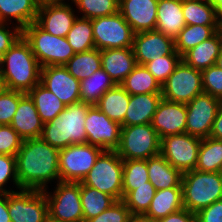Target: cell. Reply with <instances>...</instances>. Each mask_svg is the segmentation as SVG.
I'll use <instances>...</instances> for the list:
<instances>
[{
    "label": "cell",
    "instance_id": "8d00e7d4",
    "mask_svg": "<svg viewBox=\"0 0 222 222\" xmlns=\"http://www.w3.org/2000/svg\"><path fill=\"white\" fill-rule=\"evenodd\" d=\"M218 26L186 25L175 37V50L183 56L191 48L213 37Z\"/></svg>",
    "mask_w": 222,
    "mask_h": 222
},
{
    "label": "cell",
    "instance_id": "9a60e30c",
    "mask_svg": "<svg viewBox=\"0 0 222 222\" xmlns=\"http://www.w3.org/2000/svg\"><path fill=\"white\" fill-rule=\"evenodd\" d=\"M121 125L109 119L96 105L86 114L87 143L102 150H116L120 144Z\"/></svg>",
    "mask_w": 222,
    "mask_h": 222
},
{
    "label": "cell",
    "instance_id": "9f6ffc18",
    "mask_svg": "<svg viewBox=\"0 0 222 222\" xmlns=\"http://www.w3.org/2000/svg\"><path fill=\"white\" fill-rule=\"evenodd\" d=\"M39 5L48 4V3H61L65 0H35Z\"/></svg>",
    "mask_w": 222,
    "mask_h": 222
},
{
    "label": "cell",
    "instance_id": "30bf717a",
    "mask_svg": "<svg viewBox=\"0 0 222 222\" xmlns=\"http://www.w3.org/2000/svg\"><path fill=\"white\" fill-rule=\"evenodd\" d=\"M202 92L201 71L188 66L183 60L161 85L162 98L171 102L187 104Z\"/></svg>",
    "mask_w": 222,
    "mask_h": 222
},
{
    "label": "cell",
    "instance_id": "83f0119b",
    "mask_svg": "<svg viewBox=\"0 0 222 222\" xmlns=\"http://www.w3.org/2000/svg\"><path fill=\"white\" fill-rule=\"evenodd\" d=\"M183 208L182 188L162 189L155 192L150 207L145 214L156 221Z\"/></svg>",
    "mask_w": 222,
    "mask_h": 222
},
{
    "label": "cell",
    "instance_id": "60d3db41",
    "mask_svg": "<svg viewBox=\"0 0 222 222\" xmlns=\"http://www.w3.org/2000/svg\"><path fill=\"white\" fill-rule=\"evenodd\" d=\"M155 192V187L148 182V185L139 186L131 192H123L122 201L131 213L145 214L150 207Z\"/></svg>",
    "mask_w": 222,
    "mask_h": 222
},
{
    "label": "cell",
    "instance_id": "f5cc1de1",
    "mask_svg": "<svg viewBox=\"0 0 222 222\" xmlns=\"http://www.w3.org/2000/svg\"><path fill=\"white\" fill-rule=\"evenodd\" d=\"M0 222H11L8 211V194H0Z\"/></svg>",
    "mask_w": 222,
    "mask_h": 222
},
{
    "label": "cell",
    "instance_id": "ee69618b",
    "mask_svg": "<svg viewBox=\"0 0 222 222\" xmlns=\"http://www.w3.org/2000/svg\"><path fill=\"white\" fill-rule=\"evenodd\" d=\"M11 178V179H10ZM13 182L17 189L19 187L18 177H17V167H16V157L6 154H0V194H8L14 192L12 189H5L9 182Z\"/></svg>",
    "mask_w": 222,
    "mask_h": 222
},
{
    "label": "cell",
    "instance_id": "d590c367",
    "mask_svg": "<svg viewBox=\"0 0 222 222\" xmlns=\"http://www.w3.org/2000/svg\"><path fill=\"white\" fill-rule=\"evenodd\" d=\"M80 199L84 222L98 216L116 201L112 196L90 186L83 185L81 182Z\"/></svg>",
    "mask_w": 222,
    "mask_h": 222
},
{
    "label": "cell",
    "instance_id": "7bdbcfd3",
    "mask_svg": "<svg viewBox=\"0 0 222 222\" xmlns=\"http://www.w3.org/2000/svg\"><path fill=\"white\" fill-rule=\"evenodd\" d=\"M26 93L0 87V125H10L19 100Z\"/></svg>",
    "mask_w": 222,
    "mask_h": 222
},
{
    "label": "cell",
    "instance_id": "db71d44e",
    "mask_svg": "<svg viewBox=\"0 0 222 222\" xmlns=\"http://www.w3.org/2000/svg\"><path fill=\"white\" fill-rule=\"evenodd\" d=\"M127 222H154V221L146 214L131 213Z\"/></svg>",
    "mask_w": 222,
    "mask_h": 222
},
{
    "label": "cell",
    "instance_id": "11a10c76",
    "mask_svg": "<svg viewBox=\"0 0 222 222\" xmlns=\"http://www.w3.org/2000/svg\"><path fill=\"white\" fill-rule=\"evenodd\" d=\"M209 2L215 7L217 16L222 21V0H209Z\"/></svg>",
    "mask_w": 222,
    "mask_h": 222
},
{
    "label": "cell",
    "instance_id": "d6a6232c",
    "mask_svg": "<svg viewBox=\"0 0 222 222\" xmlns=\"http://www.w3.org/2000/svg\"><path fill=\"white\" fill-rule=\"evenodd\" d=\"M130 95L161 93V85L144 65L137 64L120 84Z\"/></svg>",
    "mask_w": 222,
    "mask_h": 222
},
{
    "label": "cell",
    "instance_id": "6f0895ef",
    "mask_svg": "<svg viewBox=\"0 0 222 222\" xmlns=\"http://www.w3.org/2000/svg\"><path fill=\"white\" fill-rule=\"evenodd\" d=\"M215 65L217 67H219L220 69H222V49L220 51V54H219L218 58L216 59Z\"/></svg>",
    "mask_w": 222,
    "mask_h": 222
},
{
    "label": "cell",
    "instance_id": "7402d4cb",
    "mask_svg": "<svg viewBox=\"0 0 222 222\" xmlns=\"http://www.w3.org/2000/svg\"><path fill=\"white\" fill-rule=\"evenodd\" d=\"M136 65L132 47L101 50V67L116 85L121 84Z\"/></svg>",
    "mask_w": 222,
    "mask_h": 222
},
{
    "label": "cell",
    "instance_id": "7dc6e473",
    "mask_svg": "<svg viewBox=\"0 0 222 222\" xmlns=\"http://www.w3.org/2000/svg\"><path fill=\"white\" fill-rule=\"evenodd\" d=\"M130 215L131 212L125 203L122 200H118L98 216L85 222H127Z\"/></svg>",
    "mask_w": 222,
    "mask_h": 222
},
{
    "label": "cell",
    "instance_id": "8fae6325",
    "mask_svg": "<svg viewBox=\"0 0 222 222\" xmlns=\"http://www.w3.org/2000/svg\"><path fill=\"white\" fill-rule=\"evenodd\" d=\"M95 48L121 49L133 46L134 32L118 12L111 16L92 19Z\"/></svg>",
    "mask_w": 222,
    "mask_h": 222
},
{
    "label": "cell",
    "instance_id": "816d5d0a",
    "mask_svg": "<svg viewBox=\"0 0 222 222\" xmlns=\"http://www.w3.org/2000/svg\"><path fill=\"white\" fill-rule=\"evenodd\" d=\"M210 137L222 140V102L219 106L218 113L213 122Z\"/></svg>",
    "mask_w": 222,
    "mask_h": 222
},
{
    "label": "cell",
    "instance_id": "e0dca14e",
    "mask_svg": "<svg viewBox=\"0 0 222 222\" xmlns=\"http://www.w3.org/2000/svg\"><path fill=\"white\" fill-rule=\"evenodd\" d=\"M40 83L66 106L81 101L80 81L71 75L65 66L41 67Z\"/></svg>",
    "mask_w": 222,
    "mask_h": 222
},
{
    "label": "cell",
    "instance_id": "3957f363",
    "mask_svg": "<svg viewBox=\"0 0 222 222\" xmlns=\"http://www.w3.org/2000/svg\"><path fill=\"white\" fill-rule=\"evenodd\" d=\"M91 106L82 101L67 105L59 116L44 123L41 138L58 149L87 143L85 120Z\"/></svg>",
    "mask_w": 222,
    "mask_h": 222
},
{
    "label": "cell",
    "instance_id": "6da1fadb",
    "mask_svg": "<svg viewBox=\"0 0 222 222\" xmlns=\"http://www.w3.org/2000/svg\"><path fill=\"white\" fill-rule=\"evenodd\" d=\"M15 157L21 189L45 190L49 182L60 181L59 149L41 137L23 140Z\"/></svg>",
    "mask_w": 222,
    "mask_h": 222
},
{
    "label": "cell",
    "instance_id": "91938a15",
    "mask_svg": "<svg viewBox=\"0 0 222 222\" xmlns=\"http://www.w3.org/2000/svg\"><path fill=\"white\" fill-rule=\"evenodd\" d=\"M45 222H57V221H54L48 217V219Z\"/></svg>",
    "mask_w": 222,
    "mask_h": 222
},
{
    "label": "cell",
    "instance_id": "ba28073f",
    "mask_svg": "<svg viewBox=\"0 0 222 222\" xmlns=\"http://www.w3.org/2000/svg\"><path fill=\"white\" fill-rule=\"evenodd\" d=\"M53 192L43 190L48 202L49 218L57 222H84L80 199V182L58 181Z\"/></svg>",
    "mask_w": 222,
    "mask_h": 222
},
{
    "label": "cell",
    "instance_id": "836d02e7",
    "mask_svg": "<svg viewBox=\"0 0 222 222\" xmlns=\"http://www.w3.org/2000/svg\"><path fill=\"white\" fill-rule=\"evenodd\" d=\"M64 66L71 75L82 81L102 68L101 50L94 48L89 51L75 53Z\"/></svg>",
    "mask_w": 222,
    "mask_h": 222
},
{
    "label": "cell",
    "instance_id": "7a4b0ae2",
    "mask_svg": "<svg viewBox=\"0 0 222 222\" xmlns=\"http://www.w3.org/2000/svg\"><path fill=\"white\" fill-rule=\"evenodd\" d=\"M41 66L29 42L21 35L0 58L1 87L28 93L40 83Z\"/></svg>",
    "mask_w": 222,
    "mask_h": 222
},
{
    "label": "cell",
    "instance_id": "74e56055",
    "mask_svg": "<svg viewBox=\"0 0 222 222\" xmlns=\"http://www.w3.org/2000/svg\"><path fill=\"white\" fill-rule=\"evenodd\" d=\"M67 41L75 53L89 51L95 48L92 20L77 17L68 32Z\"/></svg>",
    "mask_w": 222,
    "mask_h": 222
},
{
    "label": "cell",
    "instance_id": "2e32d148",
    "mask_svg": "<svg viewBox=\"0 0 222 222\" xmlns=\"http://www.w3.org/2000/svg\"><path fill=\"white\" fill-rule=\"evenodd\" d=\"M132 49L139 65L165 55H180L175 50L174 39L157 30L135 33Z\"/></svg>",
    "mask_w": 222,
    "mask_h": 222
},
{
    "label": "cell",
    "instance_id": "f1b7e54d",
    "mask_svg": "<svg viewBox=\"0 0 222 222\" xmlns=\"http://www.w3.org/2000/svg\"><path fill=\"white\" fill-rule=\"evenodd\" d=\"M129 101L130 94L118 84L105 92L96 106L109 119L122 126Z\"/></svg>",
    "mask_w": 222,
    "mask_h": 222
},
{
    "label": "cell",
    "instance_id": "44dd1931",
    "mask_svg": "<svg viewBox=\"0 0 222 222\" xmlns=\"http://www.w3.org/2000/svg\"><path fill=\"white\" fill-rule=\"evenodd\" d=\"M42 122L33 100L26 93L20 100L10 126L23 140L41 137Z\"/></svg>",
    "mask_w": 222,
    "mask_h": 222
},
{
    "label": "cell",
    "instance_id": "f546056e",
    "mask_svg": "<svg viewBox=\"0 0 222 222\" xmlns=\"http://www.w3.org/2000/svg\"><path fill=\"white\" fill-rule=\"evenodd\" d=\"M33 100L43 123L52 121L59 116L66 105L41 83L27 93Z\"/></svg>",
    "mask_w": 222,
    "mask_h": 222
},
{
    "label": "cell",
    "instance_id": "603a6c76",
    "mask_svg": "<svg viewBox=\"0 0 222 222\" xmlns=\"http://www.w3.org/2000/svg\"><path fill=\"white\" fill-rule=\"evenodd\" d=\"M161 99V93L130 95L122 126L151 124Z\"/></svg>",
    "mask_w": 222,
    "mask_h": 222
},
{
    "label": "cell",
    "instance_id": "f907efd6",
    "mask_svg": "<svg viewBox=\"0 0 222 222\" xmlns=\"http://www.w3.org/2000/svg\"><path fill=\"white\" fill-rule=\"evenodd\" d=\"M154 222H196V215L195 213L183 208L176 213L169 214L165 218Z\"/></svg>",
    "mask_w": 222,
    "mask_h": 222
},
{
    "label": "cell",
    "instance_id": "d6986e66",
    "mask_svg": "<svg viewBox=\"0 0 222 222\" xmlns=\"http://www.w3.org/2000/svg\"><path fill=\"white\" fill-rule=\"evenodd\" d=\"M186 104L161 99L152 120V127L160 139L186 132Z\"/></svg>",
    "mask_w": 222,
    "mask_h": 222
},
{
    "label": "cell",
    "instance_id": "5b68a950",
    "mask_svg": "<svg viewBox=\"0 0 222 222\" xmlns=\"http://www.w3.org/2000/svg\"><path fill=\"white\" fill-rule=\"evenodd\" d=\"M41 67L64 66L75 54L66 37L54 36L32 22L22 30Z\"/></svg>",
    "mask_w": 222,
    "mask_h": 222
},
{
    "label": "cell",
    "instance_id": "ffe728a7",
    "mask_svg": "<svg viewBox=\"0 0 222 222\" xmlns=\"http://www.w3.org/2000/svg\"><path fill=\"white\" fill-rule=\"evenodd\" d=\"M158 0H119V13L134 33L156 30Z\"/></svg>",
    "mask_w": 222,
    "mask_h": 222
},
{
    "label": "cell",
    "instance_id": "ab89813d",
    "mask_svg": "<svg viewBox=\"0 0 222 222\" xmlns=\"http://www.w3.org/2000/svg\"><path fill=\"white\" fill-rule=\"evenodd\" d=\"M83 18L95 19L119 12V0H71Z\"/></svg>",
    "mask_w": 222,
    "mask_h": 222
},
{
    "label": "cell",
    "instance_id": "d4e9b609",
    "mask_svg": "<svg viewBox=\"0 0 222 222\" xmlns=\"http://www.w3.org/2000/svg\"><path fill=\"white\" fill-rule=\"evenodd\" d=\"M147 169L149 182L155 187L156 191L182 188L183 173L171 166L161 154L147 159Z\"/></svg>",
    "mask_w": 222,
    "mask_h": 222
},
{
    "label": "cell",
    "instance_id": "9c48e42d",
    "mask_svg": "<svg viewBox=\"0 0 222 222\" xmlns=\"http://www.w3.org/2000/svg\"><path fill=\"white\" fill-rule=\"evenodd\" d=\"M102 151L88 143L72 144L59 149L60 181L81 182Z\"/></svg>",
    "mask_w": 222,
    "mask_h": 222
},
{
    "label": "cell",
    "instance_id": "e575fe53",
    "mask_svg": "<svg viewBox=\"0 0 222 222\" xmlns=\"http://www.w3.org/2000/svg\"><path fill=\"white\" fill-rule=\"evenodd\" d=\"M195 169L202 172L222 171V140L212 137L201 140Z\"/></svg>",
    "mask_w": 222,
    "mask_h": 222
},
{
    "label": "cell",
    "instance_id": "8992f818",
    "mask_svg": "<svg viewBox=\"0 0 222 222\" xmlns=\"http://www.w3.org/2000/svg\"><path fill=\"white\" fill-rule=\"evenodd\" d=\"M81 183L112 196L116 201L122 200L123 160L117 151L103 150Z\"/></svg>",
    "mask_w": 222,
    "mask_h": 222
},
{
    "label": "cell",
    "instance_id": "484cf974",
    "mask_svg": "<svg viewBox=\"0 0 222 222\" xmlns=\"http://www.w3.org/2000/svg\"><path fill=\"white\" fill-rule=\"evenodd\" d=\"M39 6L35 0H0V22L11 24L14 19L23 30L36 22Z\"/></svg>",
    "mask_w": 222,
    "mask_h": 222
},
{
    "label": "cell",
    "instance_id": "b9f144b4",
    "mask_svg": "<svg viewBox=\"0 0 222 222\" xmlns=\"http://www.w3.org/2000/svg\"><path fill=\"white\" fill-rule=\"evenodd\" d=\"M182 60L181 55H165L149 61L144 66L162 85Z\"/></svg>",
    "mask_w": 222,
    "mask_h": 222
},
{
    "label": "cell",
    "instance_id": "1f68e13d",
    "mask_svg": "<svg viewBox=\"0 0 222 222\" xmlns=\"http://www.w3.org/2000/svg\"><path fill=\"white\" fill-rule=\"evenodd\" d=\"M115 85L109 74L101 68L80 81V99L90 105H96L102 95Z\"/></svg>",
    "mask_w": 222,
    "mask_h": 222
},
{
    "label": "cell",
    "instance_id": "cb8c5ba5",
    "mask_svg": "<svg viewBox=\"0 0 222 222\" xmlns=\"http://www.w3.org/2000/svg\"><path fill=\"white\" fill-rule=\"evenodd\" d=\"M186 26L183 16L182 0H158L156 30L175 37Z\"/></svg>",
    "mask_w": 222,
    "mask_h": 222
},
{
    "label": "cell",
    "instance_id": "277c9868",
    "mask_svg": "<svg viewBox=\"0 0 222 222\" xmlns=\"http://www.w3.org/2000/svg\"><path fill=\"white\" fill-rule=\"evenodd\" d=\"M183 207L192 213L222 199L221 172H202L196 169L183 173Z\"/></svg>",
    "mask_w": 222,
    "mask_h": 222
},
{
    "label": "cell",
    "instance_id": "4fadbf2b",
    "mask_svg": "<svg viewBox=\"0 0 222 222\" xmlns=\"http://www.w3.org/2000/svg\"><path fill=\"white\" fill-rule=\"evenodd\" d=\"M201 138L181 133L161 138L160 154L182 173L194 170Z\"/></svg>",
    "mask_w": 222,
    "mask_h": 222
},
{
    "label": "cell",
    "instance_id": "c3c4849f",
    "mask_svg": "<svg viewBox=\"0 0 222 222\" xmlns=\"http://www.w3.org/2000/svg\"><path fill=\"white\" fill-rule=\"evenodd\" d=\"M9 23L0 22V58L11 48L16 40L22 35V30L18 25L10 30ZM9 27V28H8Z\"/></svg>",
    "mask_w": 222,
    "mask_h": 222
},
{
    "label": "cell",
    "instance_id": "f35d334b",
    "mask_svg": "<svg viewBox=\"0 0 222 222\" xmlns=\"http://www.w3.org/2000/svg\"><path fill=\"white\" fill-rule=\"evenodd\" d=\"M147 160H123V192L148 185Z\"/></svg>",
    "mask_w": 222,
    "mask_h": 222
},
{
    "label": "cell",
    "instance_id": "ac0fdd59",
    "mask_svg": "<svg viewBox=\"0 0 222 222\" xmlns=\"http://www.w3.org/2000/svg\"><path fill=\"white\" fill-rule=\"evenodd\" d=\"M74 12L67 2L43 4L39 6L36 23L54 36L66 37L78 17Z\"/></svg>",
    "mask_w": 222,
    "mask_h": 222
},
{
    "label": "cell",
    "instance_id": "f6af8a7d",
    "mask_svg": "<svg viewBox=\"0 0 222 222\" xmlns=\"http://www.w3.org/2000/svg\"><path fill=\"white\" fill-rule=\"evenodd\" d=\"M201 73L203 91L222 100V69L214 65L202 70Z\"/></svg>",
    "mask_w": 222,
    "mask_h": 222
},
{
    "label": "cell",
    "instance_id": "4dcf8cb0",
    "mask_svg": "<svg viewBox=\"0 0 222 222\" xmlns=\"http://www.w3.org/2000/svg\"><path fill=\"white\" fill-rule=\"evenodd\" d=\"M186 25L218 26L219 18L209 0H182Z\"/></svg>",
    "mask_w": 222,
    "mask_h": 222
},
{
    "label": "cell",
    "instance_id": "4316f807",
    "mask_svg": "<svg viewBox=\"0 0 222 222\" xmlns=\"http://www.w3.org/2000/svg\"><path fill=\"white\" fill-rule=\"evenodd\" d=\"M222 49L221 39L216 33L210 39L201 42L191 48L183 56L182 60L188 65L199 71L214 66Z\"/></svg>",
    "mask_w": 222,
    "mask_h": 222
},
{
    "label": "cell",
    "instance_id": "680465c9",
    "mask_svg": "<svg viewBox=\"0 0 222 222\" xmlns=\"http://www.w3.org/2000/svg\"><path fill=\"white\" fill-rule=\"evenodd\" d=\"M217 33H218L219 36H220L221 44H222V21L219 22L218 29H217Z\"/></svg>",
    "mask_w": 222,
    "mask_h": 222
},
{
    "label": "cell",
    "instance_id": "5bb4252c",
    "mask_svg": "<svg viewBox=\"0 0 222 222\" xmlns=\"http://www.w3.org/2000/svg\"><path fill=\"white\" fill-rule=\"evenodd\" d=\"M222 100L202 92L186 104V133L201 139L210 137Z\"/></svg>",
    "mask_w": 222,
    "mask_h": 222
},
{
    "label": "cell",
    "instance_id": "7c38bea8",
    "mask_svg": "<svg viewBox=\"0 0 222 222\" xmlns=\"http://www.w3.org/2000/svg\"><path fill=\"white\" fill-rule=\"evenodd\" d=\"M8 211L11 222H45L49 217L45 192L20 189L8 193Z\"/></svg>",
    "mask_w": 222,
    "mask_h": 222
},
{
    "label": "cell",
    "instance_id": "52a82bcc",
    "mask_svg": "<svg viewBox=\"0 0 222 222\" xmlns=\"http://www.w3.org/2000/svg\"><path fill=\"white\" fill-rule=\"evenodd\" d=\"M160 144L161 139L152 124L122 126L116 151L122 160H147L160 154Z\"/></svg>",
    "mask_w": 222,
    "mask_h": 222
},
{
    "label": "cell",
    "instance_id": "bcb514c9",
    "mask_svg": "<svg viewBox=\"0 0 222 222\" xmlns=\"http://www.w3.org/2000/svg\"><path fill=\"white\" fill-rule=\"evenodd\" d=\"M23 139L10 125H0V154L16 156Z\"/></svg>",
    "mask_w": 222,
    "mask_h": 222
},
{
    "label": "cell",
    "instance_id": "681fc988",
    "mask_svg": "<svg viewBox=\"0 0 222 222\" xmlns=\"http://www.w3.org/2000/svg\"><path fill=\"white\" fill-rule=\"evenodd\" d=\"M195 215L196 222H222V199L201 209Z\"/></svg>",
    "mask_w": 222,
    "mask_h": 222
}]
</instances>
